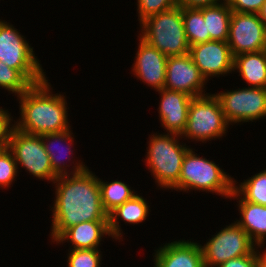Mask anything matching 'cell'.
<instances>
[{"label": "cell", "mask_w": 266, "mask_h": 267, "mask_svg": "<svg viewBox=\"0 0 266 267\" xmlns=\"http://www.w3.org/2000/svg\"><path fill=\"white\" fill-rule=\"evenodd\" d=\"M51 208V242L66 229L85 221L108 220L101 199L99 177L89 167L82 172L58 176Z\"/></svg>", "instance_id": "6da1fadb"}, {"label": "cell", "mask_w": 266, "mask_h": 267, "mask_svg": "<svg viewBox=\"0 0 266 267\" xmlns=\"http://www.w3.org/2000/svg\"><path fill=\"white\" fill-rule=\"evenodd\" d=\"M48 81L47 77L33 84L17 97L20 115L18 119H13L14 128L39 136L71 129L66 97L63 93L52 92L53 88Z\"/></svg>", "instance_id": "7a4b0ae2"}, {"label": "cell", "mask_w": 266, "mask_h": 267, "mask_svg": "<svg viewBox=\"0 0 266 267\" xmlns=\"http://www.w3.org/2000/svg\"><path fill=\"white\" fill-rule=\"evenodd\" d=\"M148 140L144 155L148 172L159 189L171 190L179 181L183 158L191 147L183 144L182 137L175 133L156 132Z\"/></svg>", "instance_id": "3957f363"}, {"label": "cell", "mask_w": 266, "mask_h": 267, "mask_svg": "<svg viewBox=\"0 0 266 267\" xmlns=\"http://www.w3.org/2000/svg\"><path fill=\"white\" fill-rule=\"evenodd\" d=\"M233 185L234 178L224 172L219 164L200 157L195 149L190 148L183 158L179 181L171 190L188 193L194 189L229 199Z\"/></svg>", "instance_id": "277c9868"}, {"label": "cell", "mask_w": 266, "mask_h": 267, "mask_svg": "<svg viewBox=\"0 0 266 267\" xmlns=\"http://www.w3.org/2000/svg\"><path fill=\"white\" fill-rule=\"evenodd\" d=\"M139 26V36L167 57L189 53L180 5L150 16Z\"/></svg>", "instance_id": "5b68a950"}, {"label": "cell", "mask_w": 266, "mask_h": 267, "mask_svg": "<svg viewBox=\"0 0 266 267\" xmlns=\"http://www.w3.org/2000/svg\"><path fill=\"white\" fill-rule=\"evenodd\" d=\"M229 123L219 99L213 93L193 97L188 109L187 124L180 135L184 140L206 143L226 137Z\"/></svg>", "instance_id": "8992f818"}, {"label": "cell", "mask_w": 266, "mask_h": 267, "mask_svg": "<svg viewBox=\"0 0 266 267\" xmlns=\"http://www.w3.org/2000/svg\"><path fill=\"white\" fill-rule=\"evenodd\" d=\"M33 49L14 25L0 19V61L18 70L32 85L47 78Z\"/></svg>", "instance_id": "52a82bcc"}, {"label": "cell", "mask_w": 266, "mask_h": 267, "mask_svg": "<svg viewBox=\"0 0 266 267\" xmlns=\"http://www.w3.org/2000/svg\"><path fill=\"white\" fill-rule=\"evenodd\" d=\"M233 222L208 238L206 243L200 244L204 267H218L227 260L250 255L257 249L246 231Z\"/></svg>", "instance_id": "ba28073f"}, {"label": "cell", "mask_w": 266, "mask_h": 267, "mask_svg": "<svg viewBox=\"0 0 266 267\" xmlns=\"http://www.w3.org/2000/svg\"><path fill=\"white\" fill-rule=\"evenodd\" d=\"M7 147L13 153L18 169L23 168L42 181L44 179L53 183L57 178L52 171L50 158L45 151L41 136L26 134L13 127Z\"/></svg>", "instance_id": "9c48e42d"}, {"label": "cell", "mask_w": 266, "mask_h": 267, "mask_svg": "<svg viewBox=\"0 0 266 267\" xmlns=\"http://www.w3.org/2000/svg\"><path fill=\"white\" fill-rule=\"evenodd\" d=\"M214 94L230 125L255 122L266 117V88L245 86Z\"/></svg>", "instance_id": "30bf717a"}, {"label": "cell", "mask_w": 266, "mask_h": 267, "mask_svg": "<svg viewBox=\"0 0 266 267\" xmlns=\"http://www.w3.org/2000/svg\"><path fill=\"white\" fill-rule=\"evenodd\" d=\"M227 43L233 56L265 50V26L258 14L232 11Z\"/></svg>", "instance_id": "8fae6325"}, {"label": "cell", "mask_w": 266, "mask_h": 267, "mask_svg": "<svg viewBox=\"0 0 266 267\" xmlns=\"http://www.w3.org/2000/svg\"><path fill=\"white\" fill-rule=\"evenodd\" d=\"M206 83V79L194 64L189 53L167 57L165 89L184 92L191 97H199L209 94L205 93Z\"/></svg>", "instance_id": "7c38bea8"}, {"label": "cell", "mask_w": 266, "mask_h": 267, "mask_svg": "<svg viewBox=\"0 0 266 267\" xmlns=\"http://www.w3.org/2000/svg\"><path fill=\"white\" fill-rule=\"evenodd\" d=\"M189 54L207 82L211 77H225L234 73V56L227 42L212 40L193 45Z\"/></svg>", "instance_id": "4fadbf2b"}, {"label": "cell", "mask_w": 266, "mask_h": 267, "mask_svg": "<svg viewBox=\"0 0 266 267\" xmlns=\"http://www.w3.org/2000/svg\"><path fill=\"white\" fill-rule=\"evenodd\" d=\"M137 39L139 43L131 73L133 72L137 80L139 79L155 91L161 90L166 81L167 56L148 44L139 35Z\"/></svg>", "instance_id": "5bb4252c"}, {"label": "cell", "mask_w": 266, "mask_h": 267, "mask_svg": "<svg viewBox=\"0 0 266 267\" xmlns=\"http://www.w3.org/2000/svg\"><path fill=\"white\" fill-rule=\"evenodd\" d=\"M41 137L45 151L48 153V156L50 158L52 171L57 177L79 173L88 168L83 161H78L73 157L75 154H73L74 150L72 149V147L74 146V135L72 129L57 133L44 134L41 135ZM62 151H64V153H62ZM64 154L67 155V157L64 156V159H68L67 161L65 160L66 162H64L63 157H61ZM67 162L69 164H67ZM70 166H72L71 169H69Z\"/></svg>", "instance_id": "9a60e30c"}, {"label": "cell", "mask_w": 266, "mask_h": 267, "mask_svg": "<svg viewBox=\"0 0 266 267\" xmlns=\"http://www.w3.org/2000/svg\"><path fill=\"white\" fill-rule=\"evenodd\" d=\"M153 253V267H204L200 243L178 239L163 243Z\"/></svg>", "instance_id": "2e32d148"}, {"label": "cell", "mask_w": 266, "mask_h": 267, "mask_svg": "<svg viewBox=\"0 0 266 267\" xmlns=\"http://www.w3.org/2000/svg\"><path fill=\"white\" fill-rule=\"evenodd\" d=\"M156 92L161 96L157 108L161 126L167 133L181 135L187 124L188 109L193 97L184 92L165 88Z\"/></svg>", "instance_id": "e0dca14e"}, {"label": "cell", "mask_w": 266, "mask_h": 267, "mask_svg": "<svg viewBox=\"0 0 266 267\" xmlns=\"http://www.w3.org/2000/svg\"><path fill=\"white\" fill-rule=\"evenodd\" d=\"M106 236L111 237L108 220L85 221L66 229L53 244L69 242V249H100Z\"/></svg>", "instance_id": "ac0fdd59"}, {"label": "cell", "mask_w": 266, "mask_h": 267, "mask_svg": "<svg viewBox=\"0 0 266 267\" xmlns=\"http://www.w3.org/2000/svg\"><path fill=\"white\" fill-rule=\"evenodd\" d=\"M148 202L147 199H144L142 195L137 193L108 214L109 231L112 240L123 241L122 237L124 235L120 224L121 222L119 221L122 220L125 224L137 225L144 222L147 217H149L148 214L151 209L149 208Z\"/></svg>", "instance_id": "d6986e66"}, {"label": "cell", "mask_w": 266, "mask_h": 267, "mask_svg": "<svg viewBox=\"0 0 266 267\" xmlns=\"http://www.w3.org/2000/svg\"><path fill=\"white\" fill-rule=\"evenodd\" d=\"M236 199L240 218L236 223L246 231L257 245L265 244L266 240V206L244 201L234 190L229 199Z\"/></svg>", "instance_id": "ffe728a7"}, {"label": "cell", "mask_w": 266, "mask_h": 267, "mask_svg": "<svg viewBox=\"0 0 266 267\" xmlns=\"http://www.w3.org/2000/svg\"><path fill=\"white\" fill-rule=\"evenodd\" d=\"M235 70L248 87L266 88V50L234 56Z\"/></svg>", "instance_id": "44dd1931"}, {"label": "cell", "mask_w": 266, "mask_h": 267, "mask_svg": "<svg viewBox=\"0 0 266 267\" xmlns=\"http://www.w3.org/2000/svg\"><path fill=\"white\" fill-rule=\"evenodd\" d=\"M231 14L227 1L203 7V19L211 40L228 41Z\"/></svg>", "instance_id": "7402d4cb"}, {"label": "cell", "mask_w": 266, "mask_h": 267, "mask_svg": "<svg viewBox=\"0 0 266 267\" xmlns=\"http://www.w3.org/2000/svg\"><path fill=\"white\" fill-rule=\"evenodd\" d=\"M101 190V199L104 210L109 214L117 206L122 205L125 201L131 199L137 194L130 185L121 180H112L105 182L99 178Z\"/></svg>", "instance_id": "603a6c76"}, {"label": "cell", "mask_w": 266, "mask_h": 267, "mask_svg": "<svg viewBox=\"0 0 266 267\" xmlns=\"http://www.w3.org/2000/svg\"><path fill=\"white\" fill-rule=\"evenodd\" d=\"M185 34L190 46L212 41L203 19V7H182Z\"/></svg>", "instance_id": "cb8c5ba5"}, {"label": "cell", "mask_w": 266, "mask_h": 267, "mask_svg": "<svg viewBox=\"0 0 266 267\" xmlns=\"http://www.w3.org/2000/svg\"><path fill=\"white\" fill-rule=\"evenodd\" d=\"M239 183L234 180L233 190L244 201L266 206V169Z\"/></svg>", "instance_id": "d4e9b609"}, {"label": "cell", "mask_w": 266, "mask_h": 267, "mask_svg": "<svg viewBox=\"0 0 266 267\" xmlns=\"http://www.w3.org/2000/svg\"><path fill=\"white\" fill-rule=\"evenodd\" d=\"M31 86L32 84L18 70L0 61V89L3 88L18 97Z\"/></svg>", "instance_id": "484cf974"}, {"label": "cell", "mask_w": 266, "mask_h": 267, "mask_svg": "<svg viewBox=\"0 0 266 267\" xmlns=\"http://www.w3.org/2000/svg\"><path fill=\"white\" fill-rule=\"evenodd\" d=\"M19 173L14 155L7 146H0V188L12 187Z\"/></svg>", "instance_id": "4316f807"}, {"label": "cell", "mask_w": 266, "mask_h": 267, "mask_svg": "<svg viewBox=\"0 0 266 267\" xmlns=\"http://www.w3.org/2000/svg\"><path fill=\"white\" fill-rule=\"evenodd\" d=\"M101 252L100 249H69L67 267H101Z\"/></svg>", "instance_id": "83f0119b"}, {"label": "cell", "mask_w": 266, "mask_h": 267, "mask_svg": "<svg viewBox=\"0 0 266 267\" xmlns=\"http://www.w3.org/2000/svg\"><path fill=\"white\" fill-rule=\"evenodd\" d=\"M138 21L141 24L150 16L178 6V0H137Z\"/></svg>", "instance_id": "f1b7e54d"}, {"label": "cell", "mask_w": 266, "mask_h": 267, "mask_svg": "<svg viewBox=\"0 0 266 267\" xmlns=\"http://www.w3.org/2000/svg\"><path fill=\"white\" fill-rule=\"evenodd\" d=\"M230 9L239 13H258L265 0H226Z\"/></svg>", "instance_id": "f546056e"}, {"label": "cell", "mask_w": 266, "mask_h": 267, "mask_svg": "<svg viewBox=\"0 0 266 267\" xmlns=\"http://www.w3.org/2000/svg\"><path fill=\"white\" fill-rule=\"evenodd\" d=\"M218 267H260L258 248L250 255L232 258Z\"/></svg>", "instance_id": "4dcf8cb0"}, {"label": "cell", "mask_w": 266, "mask_h": 267, "mask_svg": "<svg viewBox=\"0 0 266 267\" xmlns=\"http://www.w3.org/2000/svg\"><path fill=\"white\" fill-rule=\"evenodd\" d=\"M11 112L0 107V146H7L11 129L14 127Z\"/></svg>", "instance_id": "1f68e13d"}, {"label": "cell", "mask_w": 266, "mask_h": 267, "mask_svg": "<svg viewBox=\"0 0 266 267\" xmlns=\"http://www.w3.org/2000/svg\"><path fill=\"white\" fill-rule=\"evenodd\" d=\"M226 0H178L181 7L200 8L225 2Z\"/></svg>", "instance_id": "d6a6232c"}, {"label": "cell", "mask_w": 266, "mask_h": 267, "mask_svg": "<svg viewBox=\"0 0 266 267\" xmlns=\"http://www.w3.org/2000/svg\"><path fill=\"white\" fill-rule=\"evenodd\" d=\"M265 244L258 246V256L260 260V267H266V249L264 248ZM264 248V251H261ZM260 249V250H259Z\"/></svg>", "instance_id": "836d02e7"}, {"label": "cell", "mask_w": 266, "mask_h": 267, "mask_svg": "<svg viewBox=\"0 0 266 267\" xmlns=\"http://www.w3.org/2000/svg\"><path fill=\"white\" fill-rule=\"evenodd\" d=\"M257 14L260 20L262 21V23L264 24V26H266V0Z\"/></svg>", "instance_id": "e575fe53"}, {"label": "cell", "mask_w": 266, "mask_h": 267, "mask_svg": "<svg viewBox=\"0 0 266 267\" xmlns=\"http://www.w3.org/2000/svg\"><path fill=\"white\" fill-rule=\"evenodd\" d=\"M265 50H266V26H265Z\"/></svg>", "instance_id": "d590c367"}]
</instances>
